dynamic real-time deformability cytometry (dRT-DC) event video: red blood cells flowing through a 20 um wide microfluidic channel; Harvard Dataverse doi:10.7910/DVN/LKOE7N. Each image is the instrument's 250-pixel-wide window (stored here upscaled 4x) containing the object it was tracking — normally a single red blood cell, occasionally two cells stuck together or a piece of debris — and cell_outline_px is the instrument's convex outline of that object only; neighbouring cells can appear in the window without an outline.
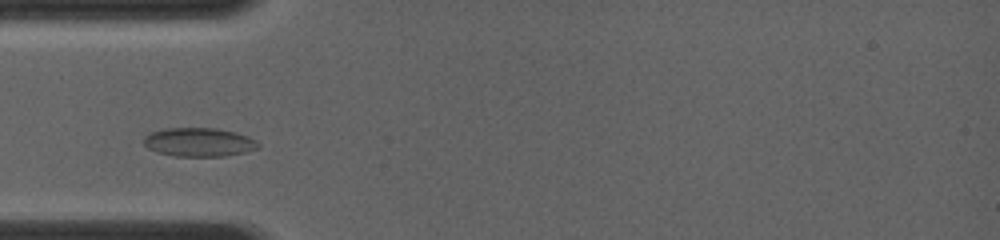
{"species": "common noctule bat (a hibernating species)", "species_latin": "Nyctalus noctula", "temperature_condition": "room temperature", "stored_images_in_passage": 23, "camera_frame_rate_fps": 4000, "um_per_image_px": 0.085, "animal": {"sex": "female", "body_mass_g": 19.0, "forearm_length_mm": 56.7}, "frame": {"image": 1, "passage_image": 5, "time_ms": 1.5, "image_size_px": [1000, 240], "cell_outline_px": [[260, 148], [244, 152], [224, 156], [176, 156], [156, 152], [148, 148], [144, 144], [144, 136], [152, 132], [164, 128], [216, 128], [236, 132], [248, 136], [256, 140], [260, 144]], "centroid_in_image_um": [16.93, 12.08], "position_along_channel_um": 68.1, "area_um2": 19.25}}
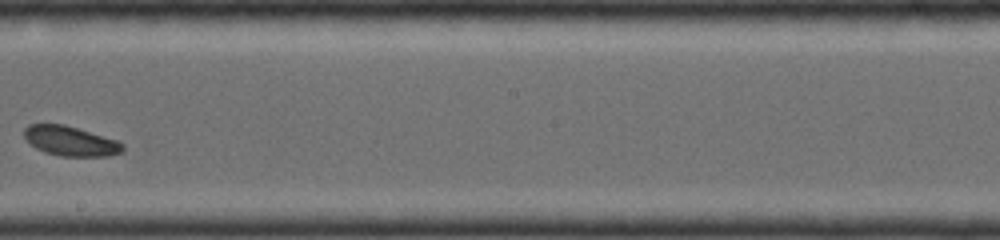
{"frame": {"image": 2, "passage_image": 15, "time_ms": 5.5, "image_size_px": [1000, 240], "cell_outline_px": [[124, 152], [108, 156], [60, 156], [44, 152], [36, 148], [24, 136], [24, 128], [28, 124], [64, 124], [120, 140], [124, 144]], "centroid_in_image_um": [6.05, 11.99], "position_along_channel_um": 242.2, "area_um2": 17.28}}
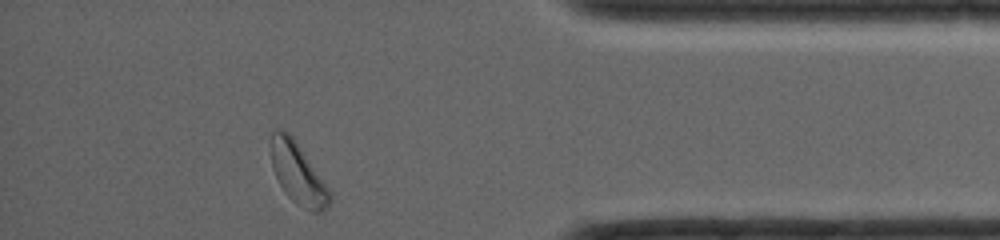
{"frame": {"image": 3, "passage_image": 23, "time_ms": 9.75, "image_size_px": [1000, 240], "cell_outline_px": [[332, 200], [328, 208], [320, 212], [312, 212], [296, 204], [284, 192], [272, 168], [272, 132], [284, 132], [292, 136], [332, 192]], "centroid_in_image_um": [25.38, 14.85], "position_along_channel_um": 409.8, "area_um2": 20.52}}